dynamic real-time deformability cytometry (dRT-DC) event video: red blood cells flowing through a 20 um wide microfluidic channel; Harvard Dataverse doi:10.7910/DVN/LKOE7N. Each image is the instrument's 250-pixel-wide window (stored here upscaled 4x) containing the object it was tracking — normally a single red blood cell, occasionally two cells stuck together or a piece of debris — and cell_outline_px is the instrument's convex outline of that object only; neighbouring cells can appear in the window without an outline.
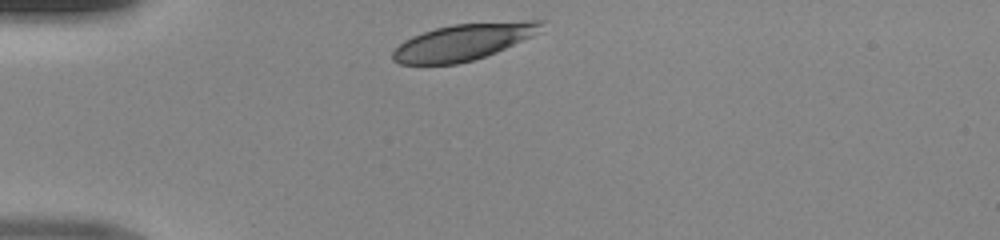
{"species": "human", "species_latin": "Homo sapiens", "temperature_condition": "room temperature", "stored_images_in_passage": 29, "camera_frame_rate_fps": 3000, "um_per_image_px": 0.085, "donor": {"sex": "male"}, "frame": {"image": 1, "passage_image": 1, "time_ms": 0.0, "image_size_px": [1000, 240], "cell_outline_px": [[544, 20], [540, 32], [532, 36], [496, 52], [472, 60], [456, 64], [400, 64], [392, 60], [392, 52], [404, 40], [412, 36], [436, 28], [452, 24], [528, 20]], "centroid_in_image_um": [39.39, 3.56], "position_along_channel_um": 45.6, "area_um2": 31.39}}
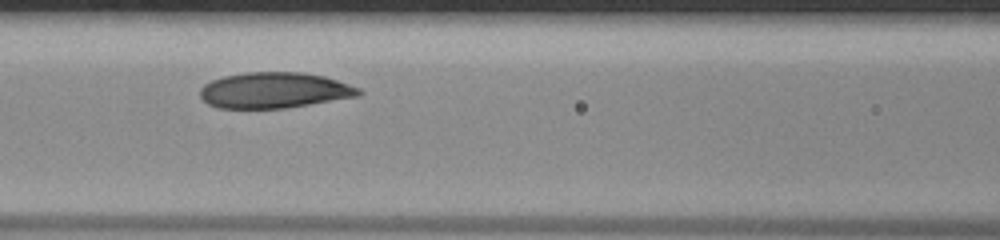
{"frame": {"image": 2, "passage_image": 10, "time_ms": 3.0, "image_size_px": [1000, 240], "cell_outline_px": [[364, 92], [360, 96], [284, 108], [216, 108], [208, 104], [200, 96], [200, 88], [204, 84], [212, 80], [224, 76], [244, 72], [304, 72], [324, 76], [360, 88]], "centroid_in_image_um": [23.32, 7.67], "position_along_channel_um": 143.3, "area_um2": 33.18}}
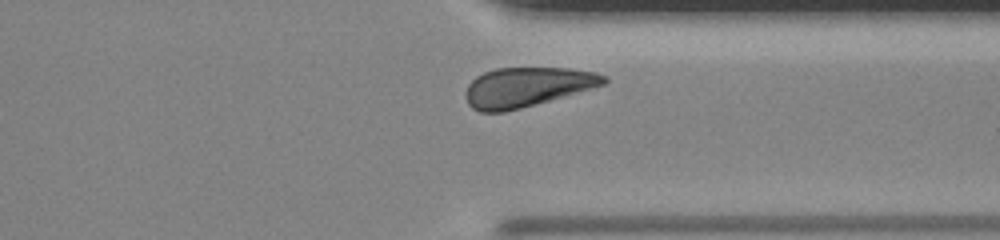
{"frame": {"image": 3, "passage_image": 26, "time_ms": 8.333, "image_size_px": [1000, 240], "cell_outline_px": [[608, 80], [604, 84], [596, 88], [520, 108], [504, 112], [480, 112], [472, 108], [468, 104], [464, 96], [464, 92], [468, 84], [476, 76], [484, 72], [496, 68], [568, 68], [596, 72], [608, 76]], "centroid_in_image_um": [44.79, 7.4], "position_along_channel_um": 366.6, "area_um2": 32.14}}